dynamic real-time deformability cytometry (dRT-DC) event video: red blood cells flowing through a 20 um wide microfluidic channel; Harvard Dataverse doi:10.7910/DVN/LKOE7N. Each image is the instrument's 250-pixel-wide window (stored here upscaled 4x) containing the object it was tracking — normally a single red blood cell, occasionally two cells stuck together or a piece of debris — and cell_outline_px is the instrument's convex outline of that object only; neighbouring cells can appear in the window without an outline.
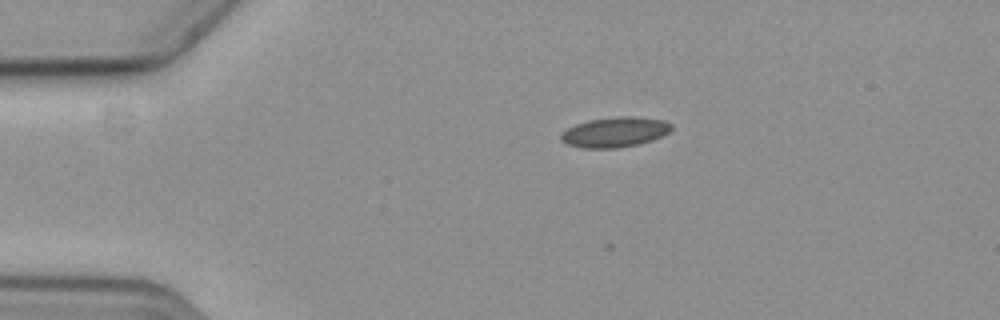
{"species": "common noctule bat (a hibernating species)", "species_latin": "Nyctalus noctula", "temperature_condition": "cold", "stored_images_in_passage": 47, "camera_frame_rate_fps": 3000, "um_per_image_px": 0.085, "animal": {"sex": "female", "body_mass_g": 19.3, "forearm_length_mm": 54.1}, "frame": {"image": 1, "passage_image": 1, "time_ms": 0.0, "image_size_px": [1000, 320], "cell_outline_px": [[672, 128], [668, 132], [652, 140], [640, 144], [620, 148], [580, 148], [568, 144], [560, 140], [560, 136], [568, 128], [576, 124], [588, 120], [616, 116], [636, 116], [664, 120], [672, 124]], "centroid_in_image_um": [52.27, 11.23], "position_along_channel_um": 32.7, "area_um2": 19.48}}
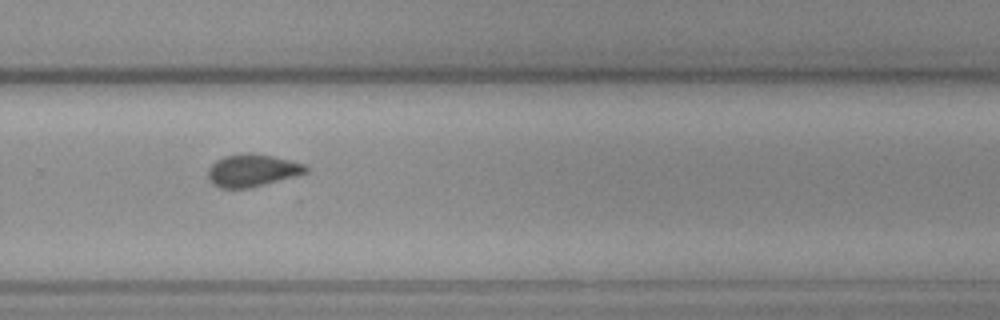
{"frame": {"image": 2, "passage_image": 28, "time_ms": 9.0, "image_size_px": [1000, 320], "cell_outline_px": [[308, 172], [296, 176], [252, 188], [220, 188], [212, 184], [208, 180], [208, 168], [216, 160], [224, 156], [244, 152], [252, 152], [272, 156], [308, 164]], "centroid_in_image_um": [21.45, 14.48], "position_along_channel_um": 308.3, "area_um2": 18.9}}
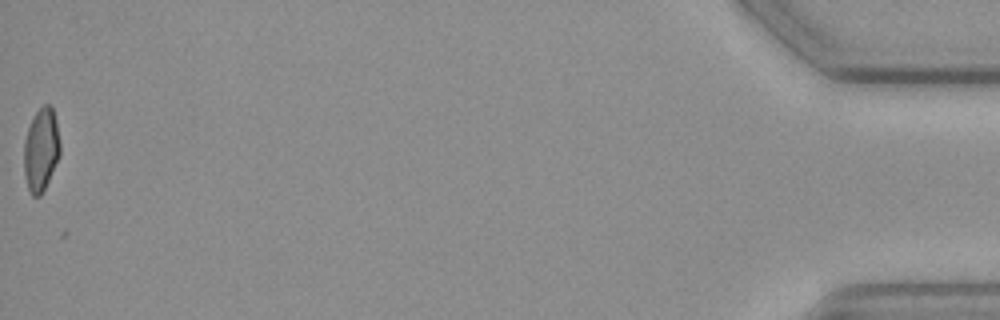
{"frame": {"image": 3, "passage_image": 47, "time_ms": 15.333, "image_size_px": [1000, 320], "cell_outline_px": [[60, 156], [40, 196], [32, 196], [28, 188], [24, 172], [24, 140], [28, 128], [36, 112], [44, 104], [48, 104], [52, 108], [56, 120], [60, 144]], "centroid_in_image_um": [3.49, 12.72], "position_along_channel_um": 431.7, "area_um2": 17.28}, "authors_computed_cell_mechanics": {"area_um2": 18.1492, "velocity_mm_per_s": 3.6047, "shape_relaxation_time_tau1_ms": 3.7499, "shape_relaxation_time_tau2_ms": 3.8582, "deformation_change_tau1": 0.0777, "deformation_change_tau2": 0.0872}}